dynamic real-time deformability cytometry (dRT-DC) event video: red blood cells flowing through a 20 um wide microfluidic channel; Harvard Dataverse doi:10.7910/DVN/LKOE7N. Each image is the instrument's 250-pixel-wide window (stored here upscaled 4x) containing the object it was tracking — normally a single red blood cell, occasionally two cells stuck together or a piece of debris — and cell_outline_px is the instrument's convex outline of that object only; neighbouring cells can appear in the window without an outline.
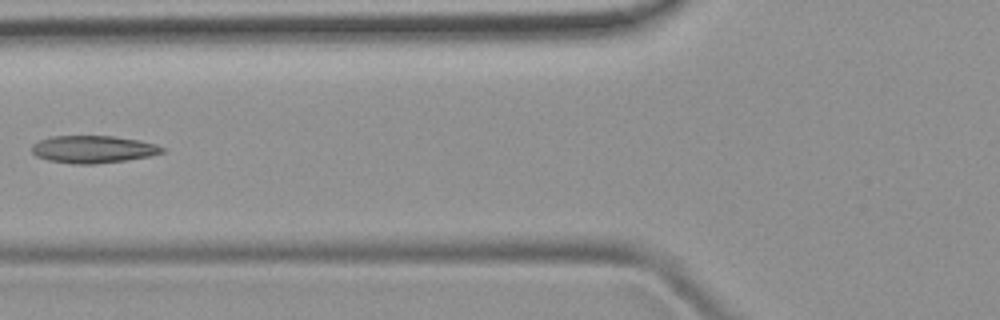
{"species": "common noctule bat (a hibernating species)", "species_latin": "Nyctalus noctula", "temperature_condition": "room temperature", "stored_images_in_passage": 5, "camera_frame_rate_fps": 3000, "um_per_image_px": 0.085, "animal": {"sex": "female", "body_mass_g": 19.9}, "frame": {"image": 1, "passage_image": 5, "time_ms": 4.333, "image_size_px": [1000, 320], "cell_outline_px": [[164, 152], [148, 156], [124, 160], [92, 164], [76, 164], [48, 160], [36, 156], [32, 152], [32, 144], [40, 140], [52, 136], [112, 136], [140, 140], [156, 144], [164, 148]], "centroid_in_image_um": [7.9, 12.68], "position_along_channel_um": 117.9, "area_um2": 20.63}}